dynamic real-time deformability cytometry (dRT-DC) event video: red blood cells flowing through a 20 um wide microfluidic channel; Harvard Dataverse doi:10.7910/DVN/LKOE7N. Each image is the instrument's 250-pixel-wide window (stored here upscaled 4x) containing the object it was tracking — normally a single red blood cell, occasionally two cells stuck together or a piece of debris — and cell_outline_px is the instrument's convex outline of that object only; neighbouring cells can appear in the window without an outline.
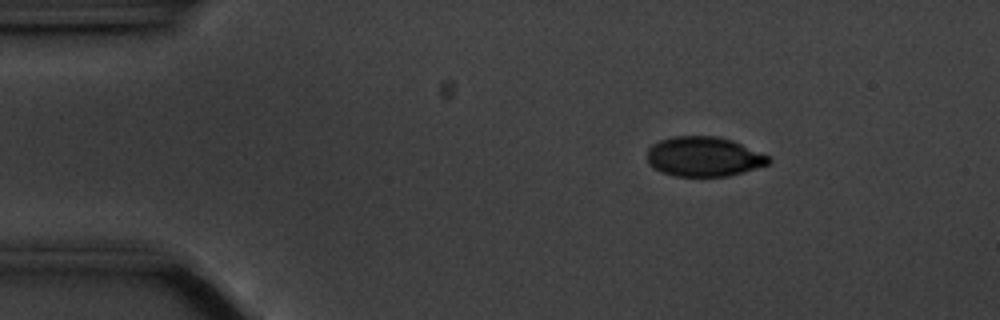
{"species": "common noctule bat (a hibernating species)", "species_latin": "Nyctalus noctula", "temperature_condition": "cold", "stored_images_in_passage": 50, "camera_frame_rate_fps": 3000, "um_per_image_px": 0.085, "animal": {"sex": "male", "body_mass_g": 20.1, "forearm_length_mm": 53.5}, "frame": {"image": 1, "passage_image": 2, "time_ms": 0.333, "image_size_px": [1000, 320], "cell_outline_px": [[772, 160], [768, 164], [744, 172], [728, 176], [676, 176], [652, 168], [648, 164], [648, 148], [652, 144], [660, 140], [672, 136], [716, 136], [732, 140], [768, 156]], "centroid_in_image_um": [59.8, 13.31], "position_along_channel_um": 25.2, "area_um2": 28.03}}
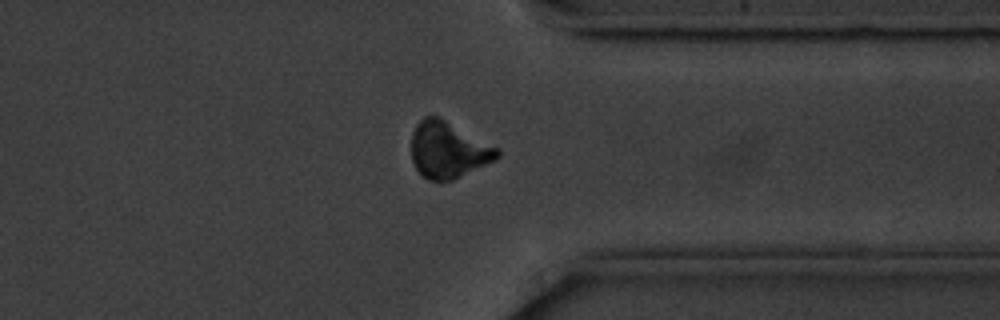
{"frame": {"image": 2, "passage_image": 37, "time_ms": 12.0, "image_size_px": [1000, 320], "cell_outline_px": [[500, 156], [496, 160], [452, 180], [428, 180], [416, 168], [412, 160], [412, 132], [416, 124], [424, 116], [440, 116], [500, 148]], "centroid_in_image_um": [38.12, 12.71], "position_along_channel_um": 373.3, "area_um2": 28.38}}
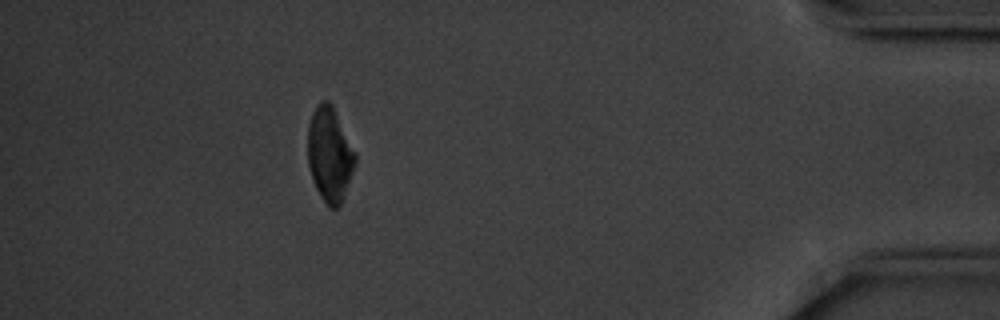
{"frame": {"image": 3, "passage_image": 44, "time_ms": 14.333, "image_size_px": [1000, 320], "cell_outline_px": [[356, 164], [344, 196], [340, 204], [336, 208], [328, 208], [320, 196], [312, 180], [308, 164], [308, 124], [312, 112], [316, 104], [320, 100], [328, 100], [332, 104], [356, 152]], "centroid_in_image_um": [28.02, 13.11], "position_along_channel_um": 407.2, "area_um2": 26.47}, "authors_computed_cell_mechanics": {"area_um2": 28.3798, "velocity_mm_per_s": 3.5354, "shape_relaxation_time_tau1_ms": 1.888, "shape_relaxation_time_tau2_ms": null, "deformation_change_tau1": 0.079, "deformation_change_tau2": null}}